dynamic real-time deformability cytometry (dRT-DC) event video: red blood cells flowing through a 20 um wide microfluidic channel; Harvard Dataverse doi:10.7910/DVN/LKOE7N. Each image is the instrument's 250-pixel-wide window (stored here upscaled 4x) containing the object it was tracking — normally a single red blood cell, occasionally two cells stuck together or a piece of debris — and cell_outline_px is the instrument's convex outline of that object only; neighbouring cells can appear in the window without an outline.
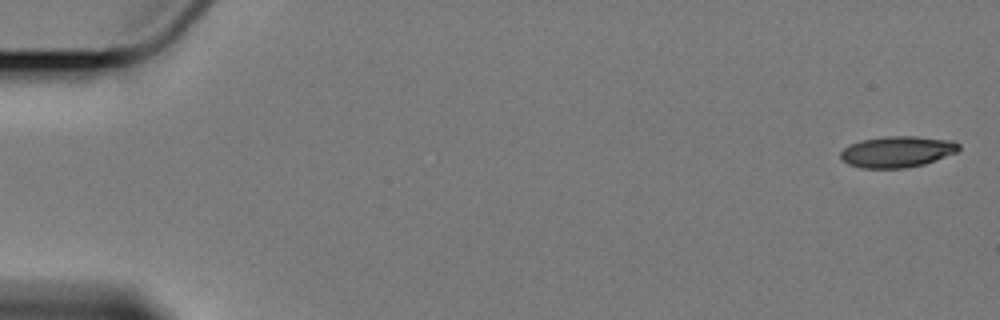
{"species": "Egyptian fruit bat (a non-hibernating species)", "species_latin": "Rousettus aegyptiacus", "temperature_condition": "cold", "stored_images_in_passage": 6, "camera_frame_rate_fps": 3000, "um_per_image_px": 0.085, "animal": {"sex": "female"}, "frame": {"image": 1, "passage_image": 1, "time_ms": 0.0, "image_size_px": [1000, 320], "cell_outline_px": [[960, 148], [956, 152], [924, 164], [904, 168], [860, 168], [848, 164], [840, 156], [840, 152], [844, 148], [860, 140], [888, 136], [916, 136], [952, 140], [960, 144]], "centroid_in_image_um": [76.26, 12.89], "position_along_channel_um": 8.7, "area_um2": 21.39}}
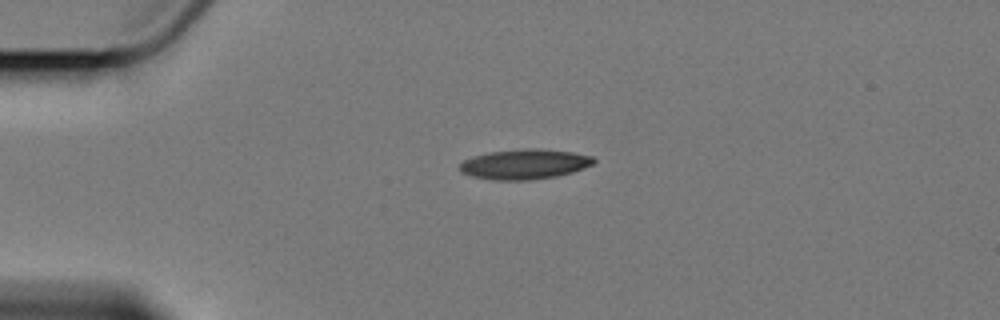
{"frame": {"image": 2, "passage_image": 4, "time_ms": 4.333, "image_size_px": [1000, 320], "cell_outline_px": [[596, 160], [592, 164], [572, 172], [556, 176], [528, 180], [492, 180], [472, 176], [460, 172], [460, 164], [464, 160], [472, 156], [488, 152], [528, 148], [536, 148], [572, 152], [592, 156]], "centroid_in_image_um": [44.56, 13.95], "position_along_channel_um": 40.4, "area_um2": 23.35}}